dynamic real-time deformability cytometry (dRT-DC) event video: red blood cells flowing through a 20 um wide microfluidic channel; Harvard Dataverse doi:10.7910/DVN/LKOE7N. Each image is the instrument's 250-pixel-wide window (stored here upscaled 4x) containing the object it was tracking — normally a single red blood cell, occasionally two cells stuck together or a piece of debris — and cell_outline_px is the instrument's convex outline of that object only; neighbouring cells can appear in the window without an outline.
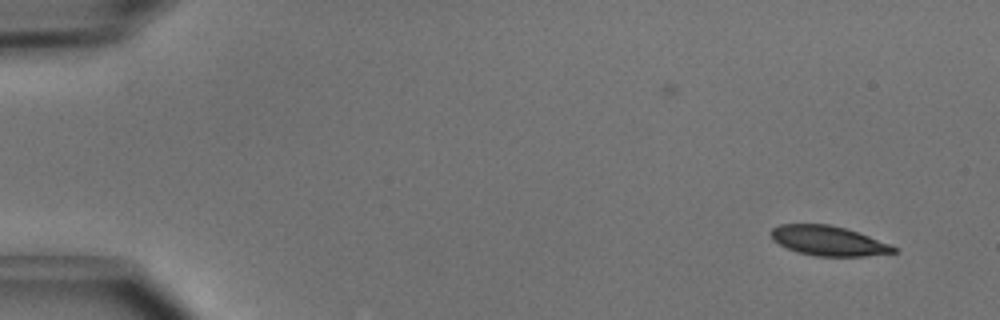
{"species": "common noctule bat (a hibernating species)", "species_latin": "Nyctalus noctula", "temperature_condition": "cold", "stored_images_in_passage": 6, "segment_of_instrument_passage": [2, 2], "camera_frame_rate_fps": 3000, "um_per_image_px": 0.085, "animal": {"sex": "male", "body_mass_g": 15.6}, "frame": {"image": 1, "passage_image": 6, "time_ms": 1.667, "image_size_px": [1000, 320], "cell_outline_px": [[896, 252], [864, 256], [816, 256], [796, 252], [772, 240], [768, 232], [772, 228], [780, 224], [828, 224], [844, 228], [868, 236], [888, 244], [896, 248]], "centroid_in_image_um": [70.32, 20.46], "position_along_channel_um": 14.7, "area_um2": 21.04}}